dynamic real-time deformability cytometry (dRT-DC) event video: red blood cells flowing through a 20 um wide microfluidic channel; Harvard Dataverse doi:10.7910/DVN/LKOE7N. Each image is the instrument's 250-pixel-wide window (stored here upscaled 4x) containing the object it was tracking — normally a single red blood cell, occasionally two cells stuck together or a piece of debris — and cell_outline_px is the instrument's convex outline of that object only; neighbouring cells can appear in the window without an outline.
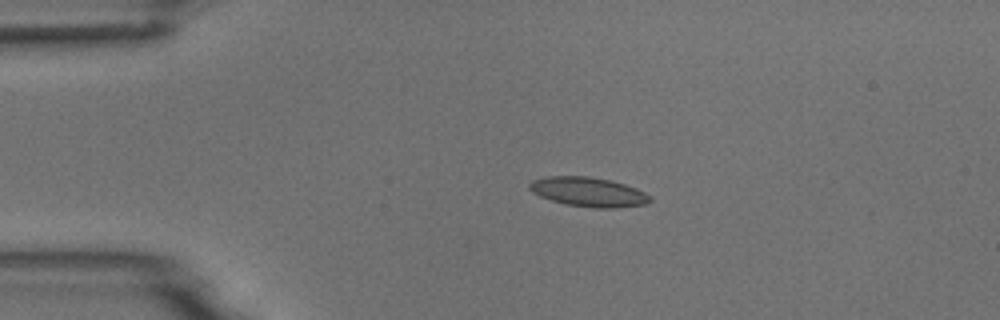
{"species": "common noctule bat (a hibernating species)", "species_latin": "Nyctalus noctula", "temperature_condition": "room temperature", "stored_images_in_passage": 44, "camera_frame_rate_fps": 3000, "um_per_image_px": 0.085, "animal": {"sex": "male", "body_mass_g": 18.8}, "frame": {"image": 1, "passage_image": 1, "time_ms": 0.0, "image_size_px": [1000, 320], "cell_outline_px": [[652, 200], [644, 204], [616, 208], [596, 208], [568, 204], [552, 200], [540, 196], [532, 192], [528, 188], [528, 184], [532, 180], [548, 176], [588, 176], [612, 180], [636, 188], [652, 196]], "centroid_in_image_um": [50.02, 16.3], "position_along_channel_um": 35.0, "area_um2": 20.63}}
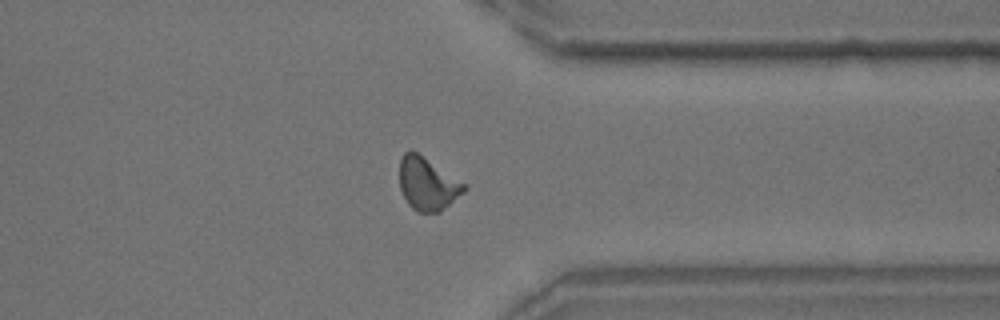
{"frame": {"image": 2, "passage_image": 32, "time_ms": 10.333, "image_size_px": [1000, 320], "cell_outline_px": [[468, 188], [464, 192], [440, 212], [420, 212], [412, 208], [408, 204], [400, 188], [400, 156], [404, 152], [416, 152], [468, 184]], "centroid_in_image_um": [36.37, 15.63], "position_along_channel_um": 375.0, "area_um2": 19.83}}
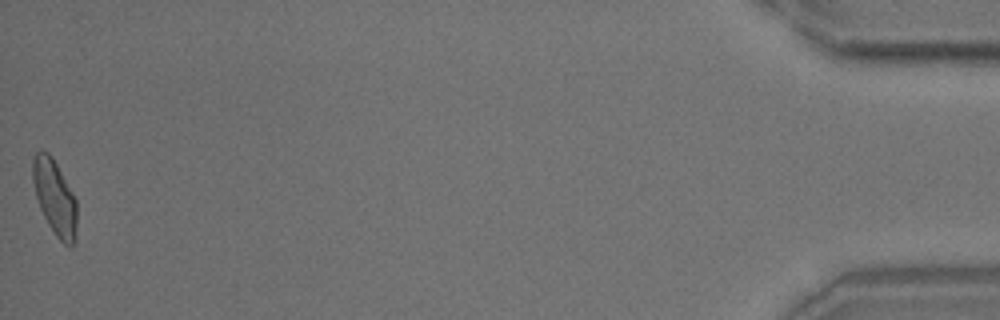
{"frame": {"image": 3, "passage_image": 44, "time_ms": 14.333, "image_size_px": [1000, 320], "cell_outline_px": [[76, 240], [72, 244], [64, 244], [56, 236], [48, 224], [40, 208], [36, 196], [32, 180], [32, 156], [40, 148], [48, 152], [52, 156], [72, 192], [76, 200]], "centroid_in_image_um": [4.63, 16.73], "position_along_channel_um": 430.6, "area_um2": 19.31}, "authors_computed_cell_mechanics": {"area_um2": 19.3052, "velocity_mm_per_s": 3.6967, "shape_relaxation_time_tau1_ms": 3.5418, "shape_relaxation_time_tau2_ms": 1.0949, "deformation_change_tau1": 0.1392, "deformation_change_tau2": 0.0738}}